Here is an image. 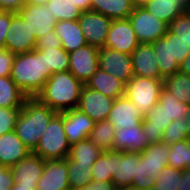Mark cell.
I'll return each instance as SVG.
<instances>
[{"mask_svg":"<svg viewBox=\"0 0 190 190\" xmlns=\"http://www.w3.org/2000/svg\"><path fill=\"white\" fill-rule=\"evenodd\" d=\"M84 83L69 70L54 73L35 98L57 113L77 108Z\"/></svg>","mask_w":190,"mask_h":190,"instance_id":"cell-1","label":"cell"},{"mask_svg":"<svg viewBox=\"0 0 190 190\" xmlns=\"http://www.w3.org/2000/svg\"><path fill=\"white\" fill-rule=\"evenodd\" d=\"M188 112H190V105L180 102L163 86L159 102L142 120V129L148 137V144L162 142L166 127Z\"/></svg>","mask_w":190,"mask_h":190,"instance_id":"cell-2","label":"cell"},{"mask_svg":"<svg viewBox=\"0 0 190 190\" xmlns=\"http://www.w3.org/2000/svg\"><path fill=\"white\" fill-rule=\"evenodd\" d=\"M10 77L28 98L35 97L48 80L45 55L36 49L16 54Z\"/></svg>","mask_w":190,"mask_h":190,"instance_id":"cell-3","label":"cell"},{"mask_svg":"<svg viewBox=\"0 0 190 190\" xmlns=\"http://www.w3.org/2000/svg\"><path fill=\"white\" fill-rule=\"evenodd\" d=\"M56 114V111L41 104L35 97L27 98L20 110L14 131L20 140L33 151Z\"/></svg>","mask_w":190,"mask_h":190,"instance_id":"cell-4","label":"cell"},{"mask_svg":"<svg viewBox=\"0 0 190 190\" xmlns=\"http://www.w3.org/2000/svg\"><path fill=\"white\" fill-rule=\"evenodd\" d=\"M112 182L121 190L133 187L148 190L156 184L155 176H147L144 159L139 153L113 150Z\"/></svg>","mask_w":190,"mask_h":190,"instance_id":"cell-5","label":"cell"},{"mask_svg":"<svg viewBox=\"0 0 190 190\" xmlns=\"http://www.w3.org/2000/svg\"><path fill=\"white\" fill-rule=\"evenodd\" d=\"M161 80L179 72L180 63L189 55L190 48L169 30L152 43Z\"/></svg>","mask_w":190,"mask_h":190,"instance_id":"cell-6","label":"cell"},{"mask_svg":"<svg viewBox=\"0 0 190 190\" xmlns=\"http://www.w3.org/2000/svg\"><path fill=\"white\" fill-rule=\"evenodd\" d=\"M70 147L63 127L62 112L52 118L32 153L44 160L63 159L68 157Z\"/></svg>","mask_w":190,"mask_h":190,"instance_id":"cell-7","label":"cell"},{"mask_svg":"<svg viewBox=\"0 0 190 190\" xmlns=\"http://www.w3.org/2000/svg\"><path fill=\"white\" fill-rule=\"evenodd\" d=\"M163 80L134 76L125 88V96L144 117L158 102Z\"/></svg>","mask_w":190,"mask_h":190,"instance_id":"cell-8","label":"cell"},{"mask_svg":"<svg viewBox=\"0 0 190 190\" xmlns=\"http://www.w3.org/2000/svg\"><path fill=\"white\" fill-rule=\"evenodd\" d=\"M140 44H152L168 31V24L159 20L143 6H135L128 17Z\"/></svg>","mask_w":190,"mask_h":190,"instance_id":"cell-9","label":"cell"},{"mask_svg":"<svg viewBox=\"0 0 190 190\" xmlns=\"http://www.w3.org/2000/svg\"><path fill=\"white\" fill-rule=\"evenodd\" d=\"M112 21L105 15L92 10L82 12L81 17L78 19L86 43L98 48L105 47Z\"/></svg>","mask_w":190,"mask_h":190,"instance_id":"cell-10","label":"cell"},{"mask_svg":"<svg viewBox=\"0 0 190 190\" xmlns=\"http://www.w3.org/2000/svg\"><path fill=\"white\" fill-rule=\"evenodd\" d=\"M99 68L112 74L125 84L133 77L131 54L122 53L108 47L99 48Z\"/></svg>","mask_w":190,"mask_h":190,"instance_id":"cell-11","label":"cell"},{"mask_svg":"<svg viewBox=\"0 0 190 190\" xmlns=\"http://www.w3.org/2000/svg\"><path fill=\"white\" fill-rule=\"evenodd\" d=\"M99 48L86 44L69 52V71L84 84L99 69Z\"/></svg>","mask_w":190,"mask_h":190,"instance_id":"cell-12","label":"cell"},{"mask_svg":"<svg viewBox=\"0 0 190 190\" xmlns=\"http://www.w3.org/2000/svg\"><path fill=\"white\" fill-rule=\"evenodd\" d=\"M37 39L31 33L25 21L17 12L12 11V19L4 48L10 50L12 53L19 54L31 52L35 49Z\"/></svg>","mask_w":190,"mask_h":190,"instance_id":"cell-13","label":"cell"},{"mask_svg":"<svg viewBox=\"0 0 190 190\" xmlns=\"http://www.w3.org/2000/svg\"><path fill=\"white\" fill-rule=\"evenodd\" d=\"M36 39L54 30L57 18L45 5L25 4L18 12Z\"/></svg>","mask_w":190,"mask_h":190,"instance_id":"cell-14","label":"cell"},{"mask_svg":"<svg viewBox=\"0 0 190 190\" xmlns=\"http://www.w3.org/2000/svg\"><path fill=\"white\" fill-rule=\"evenodd\" d=\"M139 44L129 19L112 21L107 34L105 47L122 53L132 54Z\"/></svg>","mask_w":190,"mask_h":190,"instance_id":"cell-15","label":"cell"},{"mask_svg":"<svg viewBox=\"0 0 190 190\" xmlns=\"http://www.w3.org/2000/svg\"><path fill=\"white\" fill-rule=\"evenodd\" d=\"M115 99L103 95L101 92L84 85L79 97L77 109L87 114L93 121L107 120Z\"/></svg>","mask_w":190,"mask_h":190,"instance_id":"cell-16","label":"cell"},{"mask_svg":"<svg viewBox=\"0 0 190 190\" xmlns=\"http://www.w3.org/2000/svg\"><path fill=\"white\" fill-rule=\"evenodd\" d=\"M68 159L46 160L44 171L37 182V190H70Z\"/></svg>","mask_w":190,"mask_h":190,"instance_id":"cell-17","label":"cell"},{"mask_svg":"<svg viewBox=\"0 0 190 190\" xmlns=\"http://www.w3.org/2000/svg\"><path fill=\"white\" fill-rule=\"evenodd\" d=\"M94 124L95 121L77 108L63 112V127L70 145L88 138Z\"/></svg>","mask_w":190,"mask_h":190,"instance_id":"cell-18","label":"cell"},{"mask_svg":"<svg viewBox=\"0 0 190 190\" xmlns=\"http://www.w3.org/2000/svg\"><path fill=\"white\" fill-rule=\"evenodd\" d=\"M116 131L124 127L139 126L143 116L138 108L129 100L127 96L115 99L112 109L107 117Z\"/></svg>","mask_w":190,"mask_h":190,"instance_id":"cell-19","label":"cell"},{"mask_svg":"<svg viewBox=\"0 0 190 190\" xmlns=\"http://www.w3.org/2000/svg\"><path fill=\"white\" fill-rule=\"evenodd\" d=\"M152 44H139L131 54L134 76L161 79Z\"/></svg>","mask_w":190,"mask_h":190,"instance_id":"cell-20","label":"cell"},{"mask_svg":"<svg viewBox=\"0 0 190 190\" xmlns=\"http://www.w3.org/2000/svg\"><path fill=\"white\" fill-rule=\"evenodd\" d=\"M46 160L32 152L11 168L14 183L37 185L44 171Z\"/></svg>","mask_w":190,"mask_h":190,"instance_id":"cell-21","label":"cell"},{"mask_svg":"<svg viewBox=\"0 0 190 190\" xmlns=\"http://www.w3.org/2000/svg\"><path fill=\"white\" fill-rule=\"evenodd\" d=\"M148 145V137L142 129V123L139 126L124 127L115 133L113 150L142 153Z\"/></svg>","mask_w":190,"mask_h":190,"instance_id":"cell-22","label":"cell"},{"mask_svg":"<svg viewBox=\"0 0 190 190\" xmlns=\"http://www.w3.org/2000/svg\"><path fill=\"white\" fill-rule=\"evenodd\" d=\"M32 151L20 140L15 131L0 136V164L12 167Z\"/></svg>","mask_w":190,"mask_h":190,"instance_id":"cell-23","label":"cell"},{"mask_svg":"<svg viewBox=\"0 0 190 190\" xmlns=\"http://www.w3.org/2000/svg\"><path fill=\"white\" fill-rule=\"evenodd\" d=\"M142 6L168 25L190 9L186 0H149Z\"/></svg>","mask_w":190,"mask_h":190,"instance_id":"cell-24","label":"cell"},{"mask_svg":"<svg viewBox=\"0 0 190 190\" xmlns=\"http://www.w3.org/2000/svg\"><path fill=\"white\" fill-rule=\"evenodd\" d=\"M170 145L165 142H157L148 144L146 148L140 153L144 159V169L147 176L157 177L163 168L168 165Z\"/></svg>","mask_w":190,"mask_h":190,"instance_id":"cell-25","label":"cell"},{"mask_svg":"<svg viewBox=\"0 0 190 190\" xmlns=\"http://www.w3.org/2000/svg\"><path fill=\"white\" fill-rule=\"evenodd\" d=\"M84 85L113 99L125 95L126 84L114 75L103 71L101 68Z\"/></svg>","mask_w":190,"mask_h":190,"instance_id":"cell-26","label":"cell"},{"mask_svg":"<svg viewBox=\"0 0 190 190\" xmlns=\"http://www.w3.org/2000/svg\"><path fill=\"white\" fill-rule=\"evenodd\" d=\"M54 30L61 41L62 48L67 52H72L87 44L78 20L58 21Z\"/></svg>","mask_w":190,"mask_h":190,"instance_id":"cell-27","label":"cell"},{"mask_svg":"<svg viewBox=\"0 0 190 190\" xmlns=\"http://www.w3.org/2000/svg\"><path fill=\"white\" fill-rule=\"evenodd\" d=\"M135 5L133 0H92V11L99 12L112 20L128 19Z\"/></svg>","mask_w":190,"mask_h":190,"instance_id":"cell-28","label":"cell"},{"mask_svg":"<svg viewBox=\"0 0 190 190\" xmlns=\"http://www.w3.org/2000/svg\"><path fill=\"white\" fill-rule=\"evenodd\" d=\"M103 152L100 147L95 146L86 138L71 145L67 159L77 165L93 166Z\"/></svg>","mask_w":190,"mask_h":190,"instance_id":"cell-29","label":"cell"},{"mask_svg":"<svg viewBox=\"0 0 190 190\" xmlns=\"http://www.w3.org/2000/svg\"><path fill=\"white\" fill-rule=\"evenodd\" d=\"M27 98L10 76L0 77V107L22 108Z\"/></svg>","mask_w":190,"mask_h":190,"instance_id":"cell-30","label":"cell"},{"mask_svg":"<svg viewBox=\"0 0 190 190\" xmlns=\"http://www.w3.org/2000/svg\"><path fill=\"white\" fill-rule=\"evenodd\" d=\"M116 130L109 120L95 122L88 139L103 151L113 150Z\"/></svg>","mask_w":190,"mask_h":190,"instance_id":"cell-31","label":"cell"},{"mask_svg":"<svg viewBox=\"0 0 190 190\" xmlns=\"http://www.w3.org/2000/svg\"><path fill=\"white\" fill-rule=\"evenodd\" d=\"M45 55L46 70L48 79L51 75L58 72L69 70V52L62 47H48L47 49H36Z\"/></svg>","mask_w":190,"mask_h":190,"instance_id":"cell-32","label":"cell"},{"mask_svg":"<svg viewBox=\"0 0 190 190\" xmlns=\"http://www.w3.org/2000/svg\"><path fill=\"white\" fill-rule=\"evenodd\" d=\"M163 86L182 103L190 105V76L176 72L163 79Z\"/></svg>","mask_w":190,"mask_h":190,"instance_id":"cell-33","label":"cell"},{"mask_svg":"<svg viewBox=\"0 0 190 190\" xmlns=\"http://www.w3.org/2000/svg\"><path fill=\"white\" fill-rule=\"evenodd\" d=\"M184 139H190V112L185 113L176 121H172L163 133V142L168 145Z\"/></svg>","mask_w":190,"mask_h":190,"instance_id":"cell-34","label":"cell"},{"mask_svg":"<svg viewBox=\"0 0 190 190\" xmlns=\"http://www.w3.org/2000/svg\"><path fill=\"white\" fill-rule=\"evenodd\" d=\"M45 6L57 21L78 20L83 12L71 0H50Z\"/></svg>","mask_w":190,"mask_h":190,"instance_id":"cell-35","label":"cell"},{"mask_svg":"<svg viewBox=\"0 0 190 190\" xmlns=\"http://www.w3.org/2000/svg\"><path fill=\"white\" fill-rule=\"evenodd\" d=\"M168 165L181 171L190 168V139L170 145Z\"/></svg>","mask_w":190,"mask_h":190,"instance_id":"cell-36","label":"cell"},{"mask_svg":"<svg viewBox=\"0 0 190 190\" xmlns=\"http://www.w3.org/2000/svg\"><path fill=\"white\" fill-rule=\"evenodd\" d=\"M113 150L104 151L92 166L91 181L112 182Z\"/></svg>","mask_w":190,"mask_h":190,"instance_id":"cell-37","label":"cell"},{"mask_svg":"<svg viewBox=\"0 0 190 190\" xmlns=\"http://www.w3.org/2000/svg\"><path fill=\"white\" fill-rule=\"evenodd\" d=\"M91 178L92 166L77 165L68 160V181L71 189L90 184Z\"/></svg>","mask_w":190,"mask_h":190,"instance_id":"cell-38","label":"cell"},{"mask_svg":"<svg viewBox=\"0 0 190 190\" xmlns=\"http://www.w3.org/2000/svg\"><path fill=\"white\" fill-rule=\"evenodd\" d=\"M182 171L166 165L156 177V190H177L180 185Z\"/></svg>","mask_w":190,"mask_h":190,"instance_id":"cell-39","label":"cell"},{"mask_svg":"<svg viewBox=\"0 0 190 190\" xmlns=\"http://www.w3.org/2000/svg\"><path fill=\"white\" fill-rule=\"evenodd\" d=\"M168 30L190 48V11L174 19L169 24Z\"/></svg>","mask_w":190,"mask_h":190,"instance_id":"cell-40","label":"cell"},{"mask_svg":"<svg viewBox=\"0 0 190 190\" xmlns=\"http://www.w3.org/2000/svg\"><path fill=\"white\" fill-rule=\"evenodd\" d=\"M21 108L0 107V136L14 131Z\"/></svg>","mask_w":190,"mask_h":190,"instance_id":"cell-41","label":"cell"},{"mask_svg":"<svg viewBox=\"0 0 190 190\" xmlns=\"http://www.w3.org/2000/svg\"><path fill=\"white\" fill-rule=\"evenodd\" d=\"M16 54L7 49H0V77L10 76Z\"/></svg>","mask_w":190,"mask_h":190,"instance_id":"cell-42","label":"cell"},{"mask_svg":"<svg viewBox=\"0 0 190 190\" xmlns=\"http://www.w3.org/2000/svg\"><path fill=\"white\" fill-rule=\"evenodd\" d=\"M48 47H62L61 41L56 35L55 30L50 31L41 38L37 39L35 49H47Z\"/></svg>","mask_w":190,"mask_h":190,"instance_id":"cell-43","label":"cell"},{"mask_svg":"<svg viewBox=\"0 0 190 190\" xmlns=\"http://www.w3.org/2000/svg\"><path fill=\"white\" fill-rule=\"evenodd\" d=\"M12 19V11H5L0 16V49H4L6 36Z\"/></svg>","mask_w":190,"mask_h":190,"instance_id":"cell-44","label":"cell"},{"mask_svg":"<svg viewBox=\"0 0 190 190\" xmlns=\"http://www.w3.org/2000/svg\"><path fill=\"white\" fill-rule=\"evenodd\" d=\"M13 185L11 168L0 164V190H11Z\"/></svg>","mask_w":190,"mask_h":190,"instance_id":"cell-45","label":"cell"},{"mask_svg":"<svg viewBox=\"0 0 190 190\" xmlns=\"http://www.w3.org/2000/svg\"><path fill=\"white\" fill-rule=\"evenodd\" d=\"M71 190H119L113 182L91 181L90 184Z\"/></svg>","mask_w":190,"mask_h":190,"instance_id":"cell-46","label":"cell"},{"mask_svg":"<svg viewBox=\"0 0 190 190\" xmlns=\"http://www.w3.org/2000/svg\"><path fill=\"white\" fill-rule=\"evenodd\" d=\"M25 4L26 0H0V6L5 11L18 12Z\"/></svg>","mask_w":190,"mask_h":190,"instance_id":"cell-47","label":"cell"},{"mask_svg":"<svg viewBox=\"0 0 190 190\" xmlns=\"http://www.w3.org/2000/svg\"><path fill=\"white\" fill-rule=\"evenodd\" d=\"M177 190H190V168L182 170L181 181Z\"/></svg>","mask_w":190,"mask_h":190,"instance_id":"cell-48","label":"cell"},{"mask_svg":"<svg viewBox=\"0 0 190 190\" xmlns=\"http://www.w3.org/2000/svg\"><path fill=\"white\" fill-rule=\"evenodd\" d=\"M78 8H80L83 12L91 9V1L92 0H71Z\"/></svg>","mask_w":190,"mask_h":190,"instance_id":"cell-49","label":"cell"},{"mask_svg":"<svg viewBox=\"0 0 190 190\" xmlns=\"http://www.w3.org/2000/svg\"><path fill=\"white\" fill-rule=\"evenodd\" d=\"M179 71L190 76V53L189 55L180 63Z\"/></svg>","mask_w":190,"mask_h":190,"instance_id":"cell-50","label":"cell"},{"mask_svg":"<svg viewBox=\"0 0 190 190\" xmlns=\"http://www.w3.org/2000/svg\"><path fill=\"white\" fill-rule=\"evenodd\" d=\"M11 190H37V185L16 184L14 183Z\"/></svg>","mask_w":190,"mask_h":190,"instance_id":"cell-51","label":"cell"},{"mask_svg":"<svg viewBox=\"0 0 190 190\" xmlns=\"http://www.w3.org/2000/svg\"><path fill=\"white\" fill-rule=\"evenodd\" d=\"M50 0H26V4L46 5Z\"/></svg>","mask_w":190,"mask_h":190,"instance_id":"cell-52","label":"cell"},{"mask_svg":"<svg viewBox=\"0 0 190 190\" xmlns=\"http://www.w3.org/2000/svg\"><path fill=\"white\" fill-rule=\"evenodd\" d=\"M147 1H149V0H133V3H134L135 6H142Z\"/></svg>","mask_w":190,"mask_h":190,"instance_id":"cell-53","label":"cell"},{"mask_svg":"<svg viewBox=\"0 0 190 190\" xmlns=\"http://www.w3.org/2000/svg\"><path fill=\"white\" fill-rule=\"evenodd\" d=\"M121 190H139V189H136V188H133V187H128V188H124V189H121Z\"/></svg>","mask_w":190,"mask_h":190,"instance_id":"cell-54","label":"cell"},{"mask_svg":"<svg viewBox=\"0 0 190 190\" xmlns=\"http://www.w3.org/2000/svg\"><path fill=\"white\" fill-rule=\"evenodd\" d=\"M5 12V10L0 6V16Z\"/></svg>","mask_w":190,"mask_h":190,"instance_id":"cell-55","label":"cell"},{"mask_svg":"<svg viewBox=\"0 0 190 190\" xmlns=\"http://www.w3.org/2000/svg\"><path fill=\"white\" fill-rule=\"evenodd\" d=\"M148 190H156V189H155V187H151V188H150V189H148Z\"/></svg>","mask_w":190,"mask_h":190,"instance_id":"cell-56","label":"cell"}]
</instances>
